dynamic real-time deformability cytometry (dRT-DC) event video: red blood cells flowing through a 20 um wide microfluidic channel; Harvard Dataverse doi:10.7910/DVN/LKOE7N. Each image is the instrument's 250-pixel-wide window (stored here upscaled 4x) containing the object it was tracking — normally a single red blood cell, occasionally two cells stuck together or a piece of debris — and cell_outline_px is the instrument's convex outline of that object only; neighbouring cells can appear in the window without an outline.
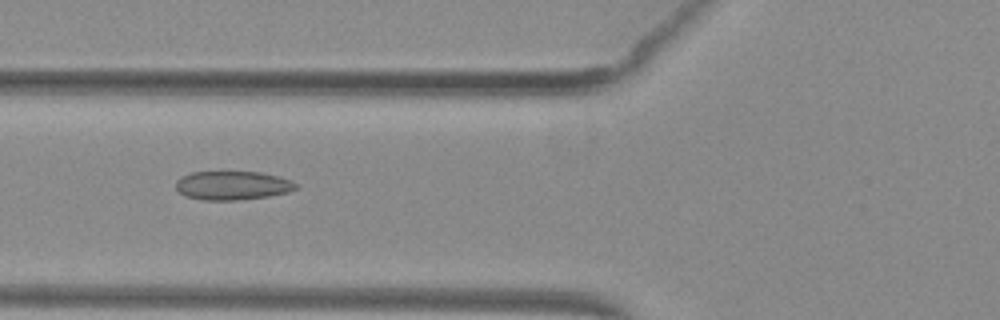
{"species": "common noctule bat (a hibernating species)", "species_latin": "Nyctalus noctula", "temperature_condition": "warm", "stored_images_in_passage": 34, "camera_frame_rate_fps": 3000, "um_per_image_px": 0.085, "animal": {"sex": "female", "body_mass_g": 29.2, "forearm_length_mm": 56.3}, "frame": {"image": 1, "passage_image": 3, "time_ms": 0.667, "image_size_px": [1000, 320], "cell_outline_px": [[296, 188], [288, 192], [268, 196], [240, 200], [204, 200], [184, 196], [176, 188], [176, 180], [180, 176], [192, 172], [260, 172], [292, 180], [296, 184]], "centroid_in_image_um": [19.72, 15.76], "position_along_channel_um": 106.1, "area_um2": 20.11}}
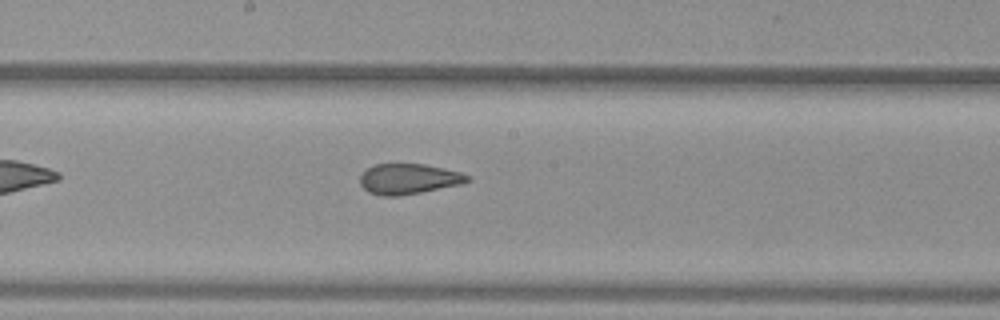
{"frame": {"image": 2, "passage_image": 11, "time_ms": 3.333, "image_size_px": [1000, 320], "cell_outline_px": [[472, 180], [460, 184], [400, 196], [380, 196], [368, 192], [360, 184], [360, 176], [368, 168], [376, 164], [424, 164], [444, 168], [460, 172], [472, 176]], "centroid_in_image_um": [34.75, 15.21], "position_along_channel_um": 213.5, "area_um2": 19.02}}
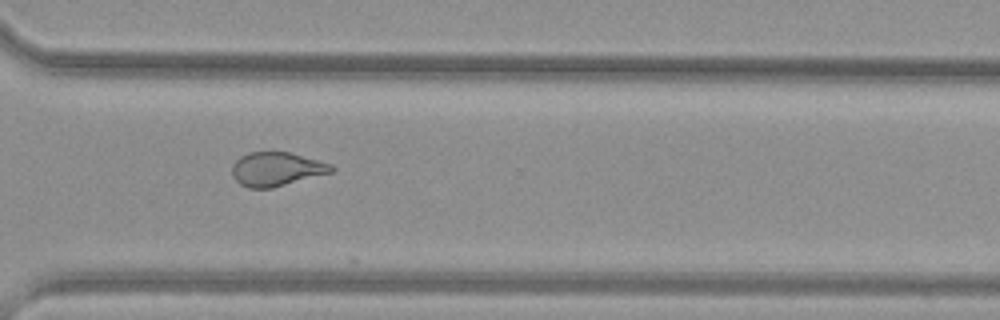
{"frame": {"image": 3, "passage_image": 21, "time_ms": 6.667, "image_size_px": [1000, 320], "cell_outline_px": [[336, 168], [332, 172], [272, 188], [248, 188], [240, 184], [232, 176], [232, 164], [240, 156], [248, 152], [288, 152], [332, 164]], "centroid_in_image_um": [23.48, 14.37], "position_along_channel_um": 347.1, "area_um2": 19.59}}